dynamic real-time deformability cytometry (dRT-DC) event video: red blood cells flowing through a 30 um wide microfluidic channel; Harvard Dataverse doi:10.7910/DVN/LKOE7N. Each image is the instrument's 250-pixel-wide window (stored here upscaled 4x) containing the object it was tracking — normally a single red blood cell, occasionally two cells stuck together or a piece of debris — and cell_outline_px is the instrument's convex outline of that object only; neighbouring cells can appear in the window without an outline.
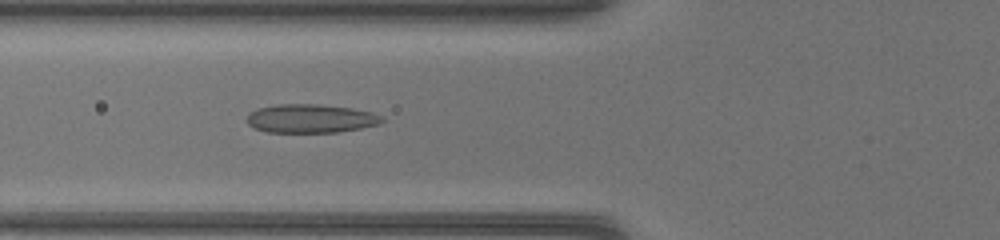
{"species": "common noctule bat (a hibernating species)", "species_latin": "Nyctalus noctula", "temperature_condition": "warm", "stored_images_in_passage": 46, "camera_frame_rate_fps": 3000, "um_per_image_px": 0.085, "animal": {"sex": "female", "body_mass_g": 17.0, "forearm_length_mm": 48.0}, "frame": {"image": 1, "passage_image": 18, "time_ms": 5.667, "image_size_px": [1000, 240], "cell_outline_px": [[384, 120], [380, 124], [360, 128], [336, 132], [268, 132], [256, 128], [248, 124], [248, 116], [252, 112], [260, 108], [276, 104], [316, 104], [352, 108], [372, 112], [380, 116]], "centroid_in_image_um": [26.44, 10.07], "position_along_channel_um": 99.4, "area_um2": 22.25}}
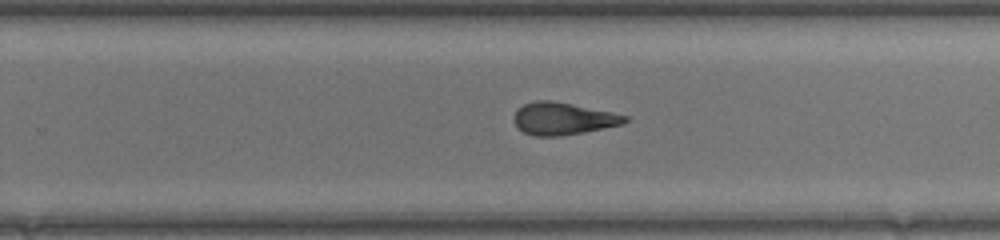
{"frame": {"image": 2, "passage_image": 30, "time_ms": 9.667, "image_size_px": [1000, 240], "cell_outline_px": [[628, 120], [624, 124], [584, 132], [560, 136], [532, 136], [524, 132], [516, 124], [516, 112], [524, 104], [536, 100], [552, 100], [612, 112], [628, 116]], "centroid_in_image_um": [47.9, 10.08], "position_along_channel_um": 281.9, "area_um2": 20.63}}
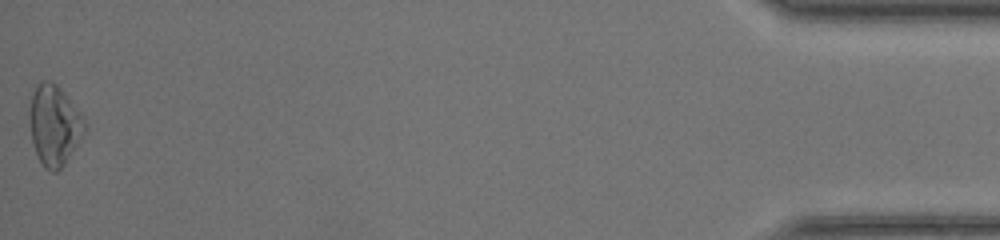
{"frame": {"image": 3, "passage_image": 46, "time_ms": 15.0, "image_size_px": [1000, 240], "cell_outline_px": [[84, 132], [64, 164], [56, 172], [52, 172], [44, 168], [36, 152], [32, 140], [28, 112], [32, 92], [36, 84], [40, 80], [52, 80], [64, 92], [80, 112], [84, 120]], "centroid_in_image_um": [4.57, 10.59], "position_along_channel_um": 430.6, "area_um2": 25.61}}